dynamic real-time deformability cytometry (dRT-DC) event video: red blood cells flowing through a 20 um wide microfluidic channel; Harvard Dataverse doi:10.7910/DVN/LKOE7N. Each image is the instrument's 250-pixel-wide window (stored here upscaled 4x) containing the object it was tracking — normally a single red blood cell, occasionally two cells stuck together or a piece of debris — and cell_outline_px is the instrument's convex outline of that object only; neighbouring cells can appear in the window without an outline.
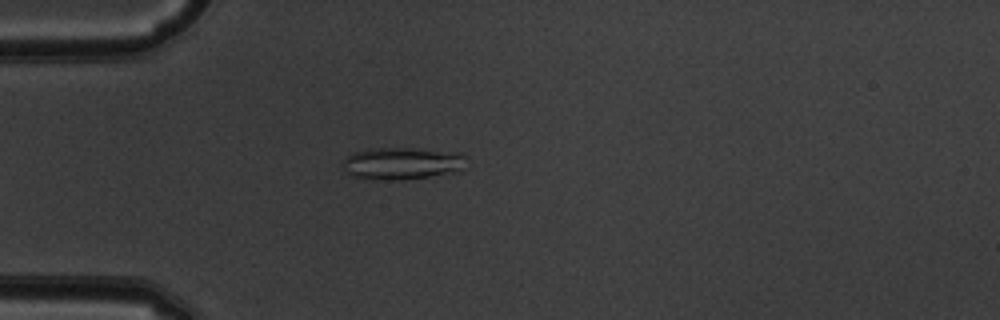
{"species": "common noctule bat (a hibernating species)", "species_latin": "Nyctalus noctula", "temperature_condition": "warm", "stored_images_in_passage": 51, "camera_frame_rate_fps": 3000, "um_per_image_px": 0.085, "animal": {"sex": "male", "body_mass_g": 19.5, "forearm_length_mm": 54.6}, "frame": {"image": 1, "passage_image": 15, "time_ms": 4.667, "image_size_px": [1000, 320], "cell_outline_px": [[468, 156], [460, 172], [396, 180], [384, 180], [352, 176], [344, 168], [344, 160], [352, 152], [372, 148], [416, 148], [460, 152]], "centroid_in_image_um": [34.25, 13.87], "position_along_channel_um": 50.8, "area_um2": 23.24}}
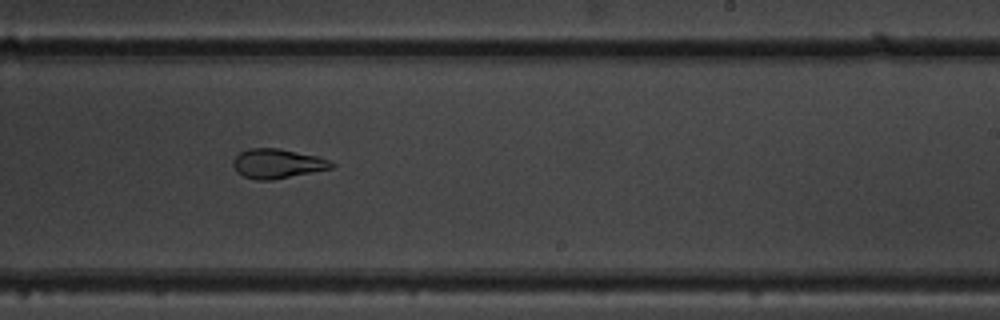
{"frame": {"image": 2, "passage_image": 32, "time_ms": 10.333, "image_size_px": [1000, 320], "cell_outline_px": [[336, 164], [332, 168], [272, 180], [256, 180], [244, 176], [236, 172], [232, 164], [232, 160], [240, 152], [248, 148], [280, 148], [316, 156], [328, 160]], "centroid_in_image_um": [23.54, 13.9], "position_along_channel_um": 265.5, "area_um2": 16.88}}
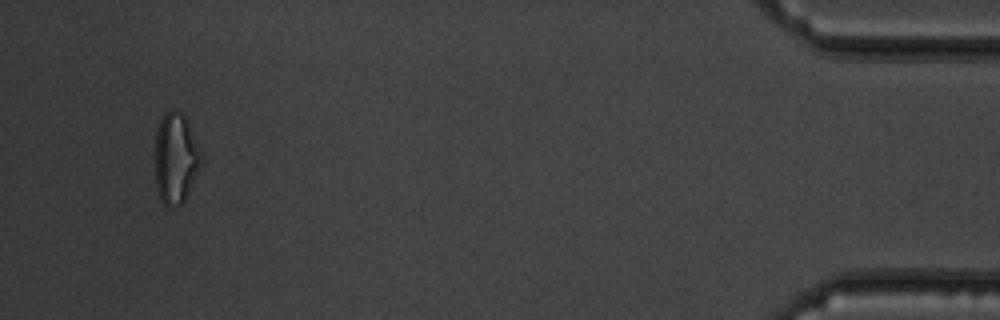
{"frame": {"image": 3, "passage_image": 49, "time_ms": 16.0, "image_size_px": [1000, 320], "cell_outline_px": [[204, 160], [184, 200], [176, 208], [168, 208], [160, 200], [156, 188], [156, 128], [164, 112], [172, 108], [176, 108], [184, 112], [204, 156]], "centroid_in_image_um": [14.96, 13.41], "position_along_channel_um": 420.2, "area_um2": 25.09}, "authors_computed_cell_mechanics": {"area_um2": 20.808, "velocity_mm_per_s": 4.0107, "shape_relaxation_time_tau1_ms": null, "shape_relaxation_time_tau2_ms": 0.865, "deformation_change_tau1": null, "deformation_change_tau2": 0.0604}}